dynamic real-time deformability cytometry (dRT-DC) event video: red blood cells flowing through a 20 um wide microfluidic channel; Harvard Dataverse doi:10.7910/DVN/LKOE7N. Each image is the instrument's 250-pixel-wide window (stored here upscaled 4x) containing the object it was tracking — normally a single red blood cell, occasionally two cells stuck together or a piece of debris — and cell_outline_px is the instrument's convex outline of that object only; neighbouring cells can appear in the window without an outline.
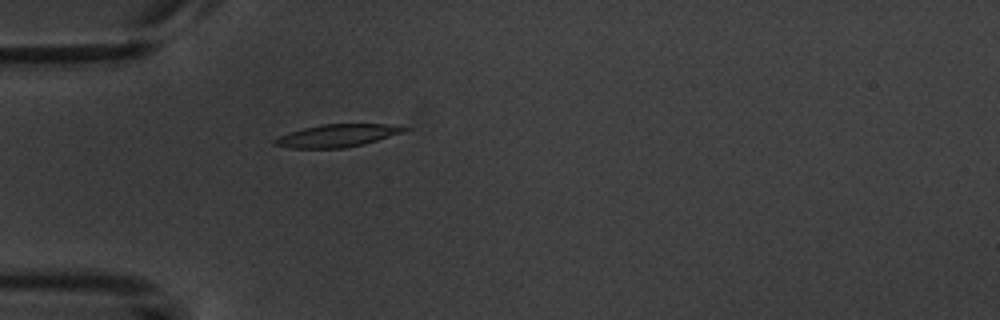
{"species": "common noctule bat (a hibernating species)", "species_latin": "Nyctalus noctula", "temperature_condition": "warm", "stored_images_in_passage": 2, "camera_frame_rate_fps": 3000, "um_per_image_px": 0.085, "animal": {"sex": "male", "body_mass_g": 20.1, "forearm_length_mm": 53.5}, "frame": {"image": 1, "passage_image": 2, "time_ms": 1.333, "image_size_px": [1000, 320], "cell_outline_px": [[408, 128], [404, 132], [364, 144], [344, 148], [292, 148], [272, 144], [272, 140], [280, 136], [304, 128], [320, 124], [384, 124]], "centroid_in_image_um": [28.63, 11.53], "position_along_channel_um": 56.4, "area_um2": 16.82}}